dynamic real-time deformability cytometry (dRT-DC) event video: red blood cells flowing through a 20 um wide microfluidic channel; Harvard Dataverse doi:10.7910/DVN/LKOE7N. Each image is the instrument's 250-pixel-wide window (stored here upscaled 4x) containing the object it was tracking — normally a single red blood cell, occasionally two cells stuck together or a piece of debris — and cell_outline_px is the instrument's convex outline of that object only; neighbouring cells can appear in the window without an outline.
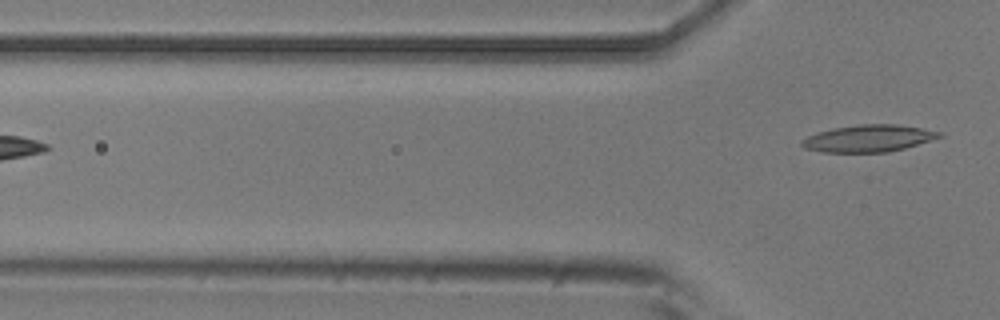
{"species": "common noctule bat (a hibernating species)", "species_latin": "Nyctalus noctula", "temperature_condition": "room temperature", "stored_images_in_passage": 5, "camera_frame_rate_fps": 3000, "um_per_image_px": 0.085, "animal": {"sex": "male", "body_mass_g": 20.5, "forearm_length_mm": 52.5}, "frame": {"image": 1, "passage_image": 5, "time_ms": 1.333, "image_size_px": [1000, 320], "cell_outline_px": [[944, 136], [904, 148], [888, 152], [820, 152], [804, 148], [800, 144], [800, 140], [808, 136], [832, 128], [856, 124], [896, 124], [944, 132]], "centroid_in_image_um": [73.81, 11.76], "position_along_channel_um": 52.0, "area_um2": 21.68}}